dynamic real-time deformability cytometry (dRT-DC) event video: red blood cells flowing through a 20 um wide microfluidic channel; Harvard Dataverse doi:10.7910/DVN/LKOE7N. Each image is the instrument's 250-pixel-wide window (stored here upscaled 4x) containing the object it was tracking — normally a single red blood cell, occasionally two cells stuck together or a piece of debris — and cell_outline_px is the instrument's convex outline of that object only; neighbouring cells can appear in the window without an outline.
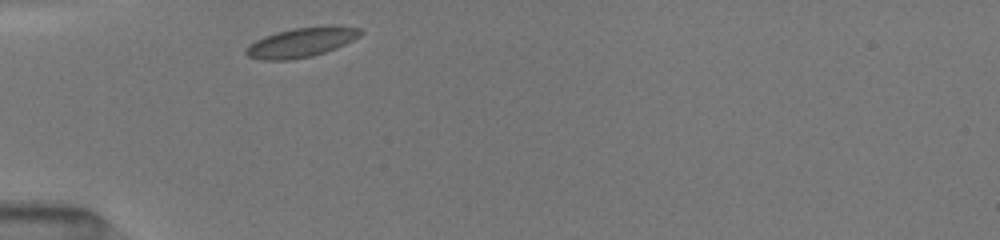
{"species": "common noctule bat (a hibernating species)", "species_latin": "Nyctalus noctula", "temperature_condition": "room temperature", "stored_images_in_passage": 12, "camera_frame_rate_fps": 3000, "um_per_image_px": 0.085, "animal": {"sex": "female", "body_mass_g": 19.5, "forearm_length_mm": 54.1}, "frame": {"image": 1, "passage_image": 1, "time_ms": 0.0, "image_size_px": [1000, 240], "cell_outline_px": [[364, 32], [360, 36], [336, 48], [312, 56], [288, 60], [264, 60], [248, 56], [244, 52], [256, 40], [264, 36], [276, 32], [292, 28], [328, 24], [332, 24], [360, 28]], "centroid_in_image_um": [25.67, 3.57], "position_along_channel_um": 59.3, "area_um2": 19.83}}
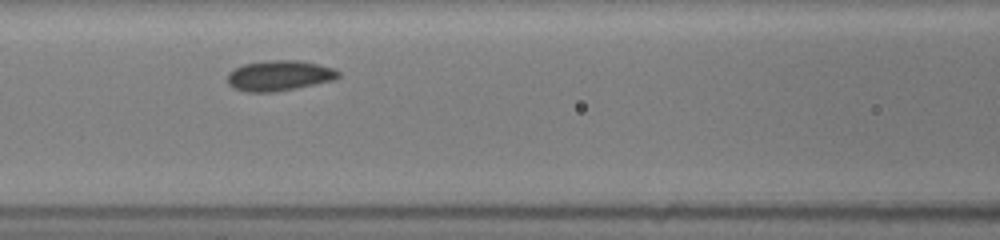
{"frame": {"image": 2, "passage_image": 7, "time_ms": 2.333, "image_size_px": [1000, 240], "cell_outline_px": [[340, 76], [332, 80], [272, 92], [248, 92], [236, 88], [228, 84], [228, 72], [244, 64], [268, 60], [296, 60], [316, 64], [332, 68], [340, 72]], "centroid_in_image_um": [23.7, 6.42], "position_along_channel_um": 142.9, "area_um2": 19.13}}
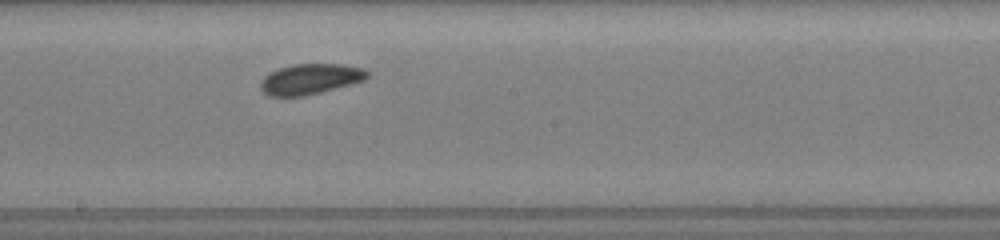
{"frame": {"image": 3, "passage_image": 9, "time_ms": 4.333, "image_size_px": [1000, 240], "cell_outline_px": [[368, 76], [364, 80], [320, 92], [304, 96], [268, 96], [260, 88], [260, 84], [264, 76], [276, 68], [292, 64], [344, 64], [360, 68], [368, 72]], "centroid_in_image_um": [26.32, 6.71], "position_along_channel_um": 221.9, "area_um2": 18.84}}